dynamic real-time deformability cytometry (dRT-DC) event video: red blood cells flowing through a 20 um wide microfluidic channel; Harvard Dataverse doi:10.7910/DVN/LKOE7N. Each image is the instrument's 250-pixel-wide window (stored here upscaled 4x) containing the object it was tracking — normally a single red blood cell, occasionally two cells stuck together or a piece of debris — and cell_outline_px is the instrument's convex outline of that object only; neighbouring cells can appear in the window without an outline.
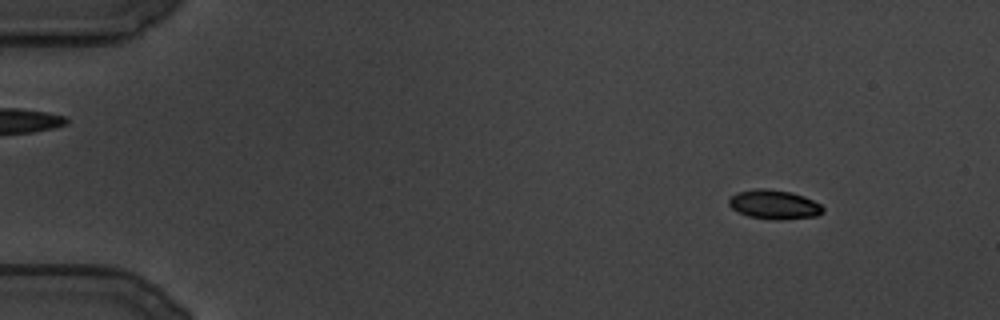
{"species": "common noctule bat (a hibernating species)", "species_latin": "Nyctalus noctula", "temperature_condition": "cold", "stored_images_in_passage": 123, "camera_frame_rate_fps": 3000, "um_per_image_px": 0.085, "animal": {"sex": "male", "body_mass_g": 19.5, "forearm_length_mm": 54.6}, "frame": {"image": 1, "passage_image": 14, "time_ms": 4.333, "image_size_px": [1000, 320], "cell_outline_px": [[824, 212], [816, 216], [780, 220], [776, 220], [748, 216], [732, 208], [728, 204], [728, 200], [736, 192], [756, 188], [764, 188], [792, 192], [804, 196], [820, 204], [824, 208]], "centroid_in_image_um": [65.81, 17.38], "position_along_channel_um": 19.2, "area_um2": 16.01}}
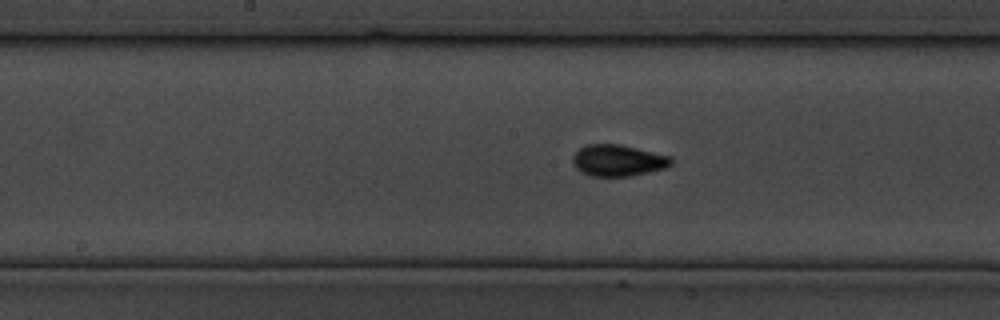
{"frame": {"image": 2, "passage_image": 64, "time_ms": 21.0, "image_size_px": [1000, 320], "cell_outline_px": [[672, 164], [664, 168], [632, 176], [592, 176], [580, 172], [572, 164], [572, 156], [580, 148], [588, 144], [620, 144], [672, 156]], "centroid_in_image_um": [52.52, 13.64], "position_along_channel_um": 195.7, "area_um2": 18.15}}
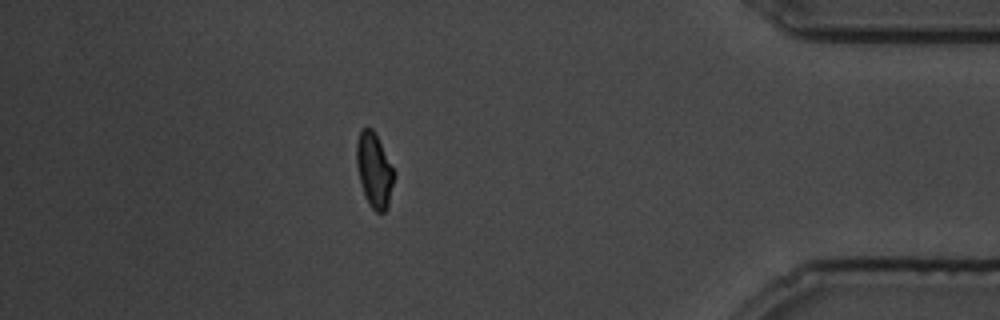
{"frame": {"image": 3, "passage_image": 108, "time_ms": 35.667, "image_size_px": [1000, 320], "cell_outline_px": [[396, 176], [388, 208], [384, 212], [376, 212], [368, 204], [364, 196], [356, 164], [356, 144], [360, 132], [364, 128], [372, 128], [396, 172]], "centroid_in_image_um": [31.83, 14.52], "position_along_channel_um": 403.4, "area_um2": 16.47}}